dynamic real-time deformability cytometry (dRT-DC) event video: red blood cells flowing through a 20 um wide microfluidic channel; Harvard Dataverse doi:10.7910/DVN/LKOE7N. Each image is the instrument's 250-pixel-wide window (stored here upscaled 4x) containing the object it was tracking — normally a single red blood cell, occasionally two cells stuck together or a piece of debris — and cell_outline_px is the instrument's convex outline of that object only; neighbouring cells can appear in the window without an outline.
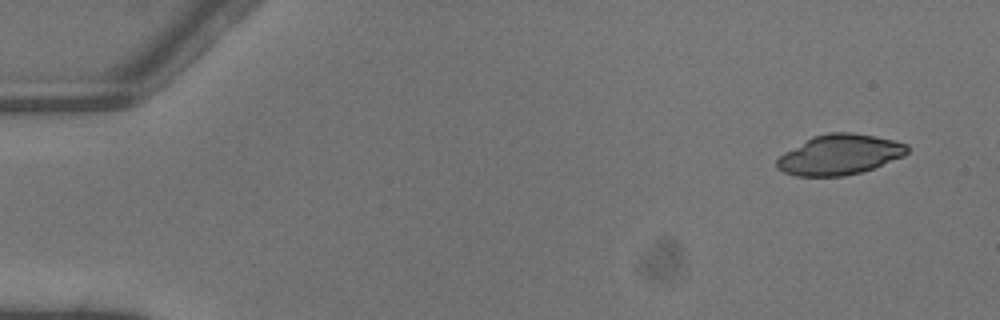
{"species": "common noctule bat (a hibernating species)", "species_latin": "Nyctalus noctula", "temperature_condition": "warm", "stored_images_in_passage": 2, "camera_frame_rate_fps": 3000, "um_per_image_px": 0.085, "animal": {"sex": "male", "body_mass_g": 13.3}, "frame": {"image": 1, "passage_image": 1, "time_ms": 0.0, "image_size_px": [1000, 320], "cell_outline_px": [[908, 152], [904, 156], [872, 168], [860, 172], [844, 176], [796, 176], [784, 172], [776, 168], [776, 160], [784, 152], [812, 136], [828, 132], [852, 132], [876, 136], [908, 144]], "centroid_in_image_um": [71.34, 13.13], "position_along_channel_um": 13.7, "area_um2": 30.58}}